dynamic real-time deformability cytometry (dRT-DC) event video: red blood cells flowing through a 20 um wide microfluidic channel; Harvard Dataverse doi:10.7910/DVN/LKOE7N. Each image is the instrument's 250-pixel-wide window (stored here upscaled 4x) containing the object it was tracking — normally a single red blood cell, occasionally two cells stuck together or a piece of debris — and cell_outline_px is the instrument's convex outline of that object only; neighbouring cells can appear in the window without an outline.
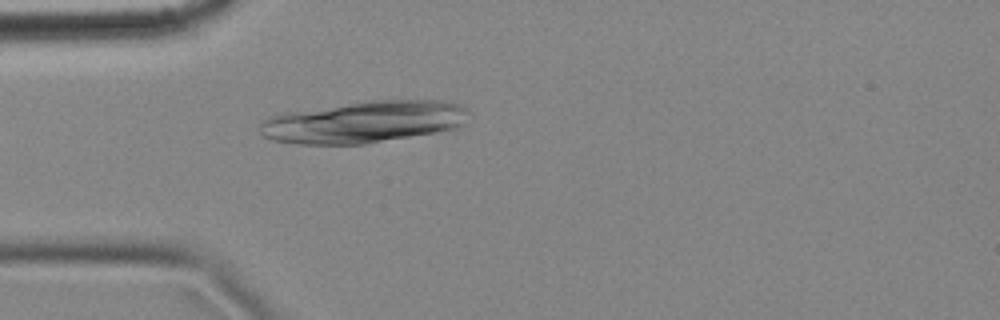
{"species": "common noctule bat (a hibernating species)", "species_latin": "Nyctalus noctula", "temperature_condition": "cold", "stored_images_in_passage": 1, "camera_frame_rate_fps": 3000, "um_per_image_px": 0.085, "animal": {"sex": "female", "body_mass_g": 18.4}, "frame": {"image": 1, "passage_image": 1, "time_ms": 0.0, "image_size_px": [1000, 320], "cell_outline_px": [[472, 112], [464, 124], [456, 128], [436, 132], [364, 144], [296, 144], [272, 140], [264, 136], [260, 132], [260, 120], [268, 116], [284, 112], [372, 100], [444, 100], [464, 104]], "centroid_in_image_um": [30.97, 10.35], "position_along_channel_um": 54.0, "area_um2": 51.5}}